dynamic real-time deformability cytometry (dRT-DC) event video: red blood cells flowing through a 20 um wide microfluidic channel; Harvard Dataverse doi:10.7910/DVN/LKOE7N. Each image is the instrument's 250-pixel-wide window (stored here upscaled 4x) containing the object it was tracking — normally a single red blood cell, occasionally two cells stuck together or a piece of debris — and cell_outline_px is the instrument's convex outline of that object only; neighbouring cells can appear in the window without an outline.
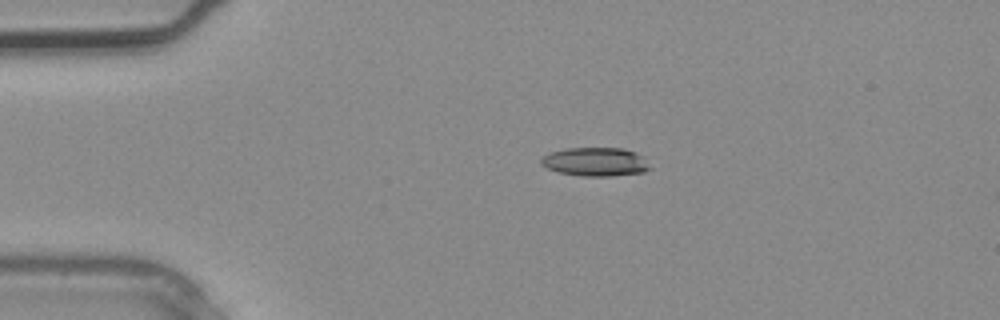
{"species": "common noctule bat (a hibernating species)", "species_latin": "Nyctalus noctula", "temperature_condition": "warm", "stored_images_in_passage": 3, "camera_frame_rate_fps": 3000, "um_per_image_px": 0.085, "animal": {"sex": "male", "body_mass_g": 20.4}, "frame": {"image": 1, "passage_image": 1, "time_ms": 0.0, "image_size_px": [1000, 320], "cell_outline_px": [[652, 168], [644, 172], [608, 176], [584, 176], [560, 172], [548, 168], [540, 164], [540, 160], [548, 152], [564, 148], [624, 148], [636, 152]], "centroid_in_image_um": [50.59, 13.74], "position_along_channel_um": 34.4, "area_um2": 18.09}}